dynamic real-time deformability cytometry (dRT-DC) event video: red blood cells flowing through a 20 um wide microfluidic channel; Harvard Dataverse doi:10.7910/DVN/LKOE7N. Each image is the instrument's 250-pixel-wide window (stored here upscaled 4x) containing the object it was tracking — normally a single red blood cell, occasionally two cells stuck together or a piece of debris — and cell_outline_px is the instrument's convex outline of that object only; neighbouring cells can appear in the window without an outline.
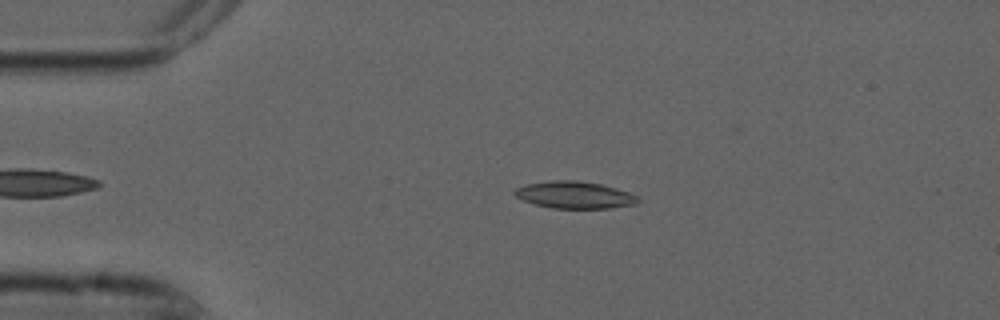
{"species": "common noctule bat (a hibernating species)", "species_latin": "Nyctalus noctula", "temperature_condition": "cold", "stored_images_in_passage": 42, "camera_frame_rate_fps": 3000, "um_per_image_px": 0.085, "animal": {"sex": "male", "forearm_length_mm": 52.5}, "frame": {"image": 1, "passage_image": 5, "time_ms": 1.333, "image_size_px": [1000, 320], "cell_outline_px": [[640, 200], [636, 204], [608, 208], [552, 208], [536, 204], [524, 200], [516, 196], [512, 192], [516, 188], [524, 184], [552, 180], [580, 180], [600, 184], [616, 188], [628, 192], [636, 196]], "centroid_in_image_um": [48.82, 16.56], "position_along_channel_um": 36.2, "area_um2": 19.36}}
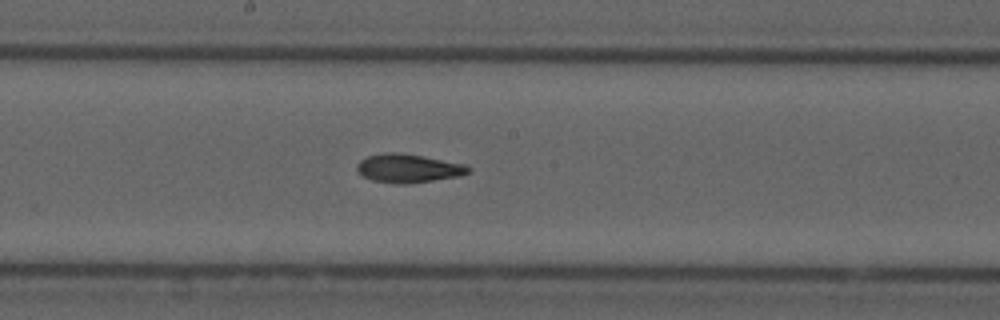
{"frame": {"image": 2, "passage_image": 22, "time_ms": 7.0, "image_size_px": [1000, 320], "cell_outline_px": [[472, 172], [460, 176], [408, 184], [396, 184], [372, 180], [364, 176], [356, 168], [356, 164], [360, 160], [368, 156], [384, 152], [400, 152], [424, 156], [468, 164], [472, 168]], "centroid_in_image_um": [34.77, 14.3], "position_along_channel_um": 213.4, "area_um2": 18.9}}
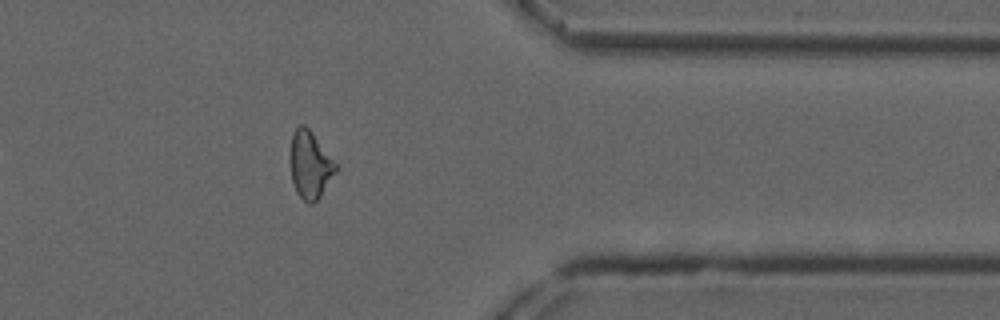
{"frame": {"image": 3, "passage_image": 37, "time_ms": 12.0, "image_size_px": [1000, 320], "cell_outline_px": [[340, 168], [320, 196], [312, 204], [308, 204], [296, 192], [292, 180], [288, 160], [292, 132], [300, 124], [304, 124], [312, 132]], "centroid_in_image_um": [26.34, 14.0], "position_along_channel_um": 385.1, "area_um2": 18.26}, "authors_computed_cell_mechanics": {"area_um2": 18.2648, "velocity_mm_per_s": 3.7481, "shape_relaxation_time_tau1_ms": null, "shape_relaxation_time_tau2_ms": 4.572, "deformation_change_tau1": null, "deformation_change_tau2": 0.1427}}